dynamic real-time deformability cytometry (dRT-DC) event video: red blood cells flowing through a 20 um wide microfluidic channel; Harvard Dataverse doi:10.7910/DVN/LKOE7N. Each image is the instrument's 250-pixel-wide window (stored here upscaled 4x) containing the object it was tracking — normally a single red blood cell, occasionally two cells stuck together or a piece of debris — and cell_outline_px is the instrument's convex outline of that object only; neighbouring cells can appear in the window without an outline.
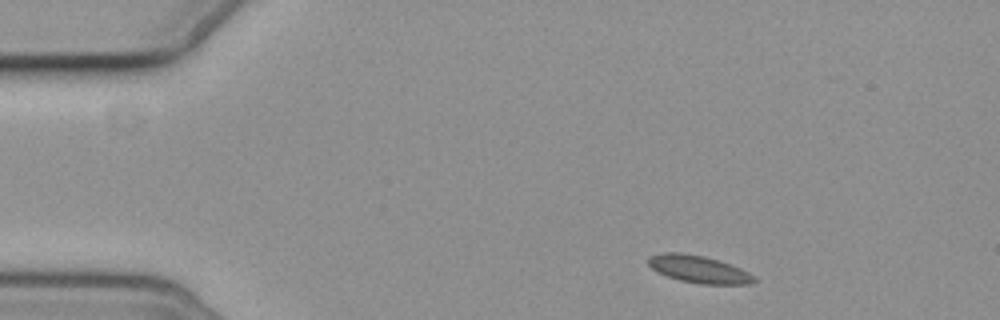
{"species": "common noctule bat (a hibernating species)", "species_latin": "Nyctalus noctula", "temperature_condition": "cold", "stored_images_in_passage": 8, "camera_frame_rate_fps": 3000, "um_per_image_px": 0.085, "animal": {"sex": "female", "body_mass_g": 19.3, "forearm_length_mm": 54.1}, "frame": {"image": 1, "passage_image": 1, "time_ms": 0.0, "image_size_px": [1000, 320], "cell_outline_px": [[756, 280], [752, 284], [700, 284], [680, 280], [656, 272], [648, 264], [648, 256], [664, 252], [680, 252], [704, 256], [740, 268], [756, 276]], "centroid_in_image_um": [59.38, 22.88], "position_along_channel_um": 25.6, "area_um2": 16.82}}
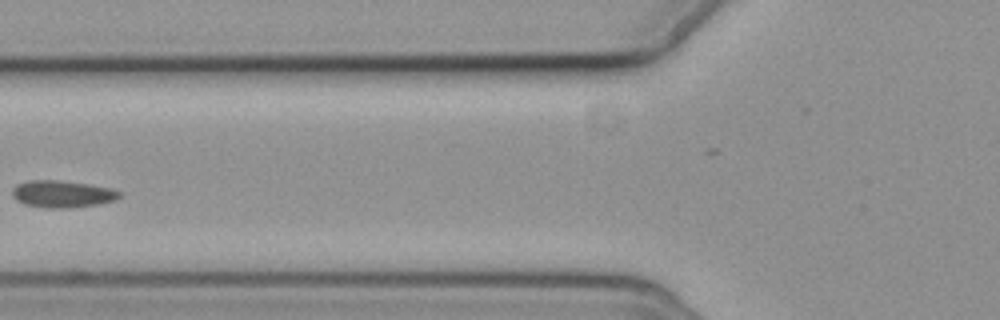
{"frame": {"image": 2, "passage_image": 5, "time_ms": 4.667, "image_size_px": [1000, 320], "cell_outline_px": [[120, 196], [116, 200], [100, 204], [72, 208], [48, 208], [24, 204], [16, 200], [12, 196], [12, 188], [16, 184], [28, 180], [60, 180], [88, 184], [108, 188], [120, 192]], "centroid_in_image_um": [5.26, 16.49], "position_along_channel_um": 120.5, "area_um2": 16.99}}
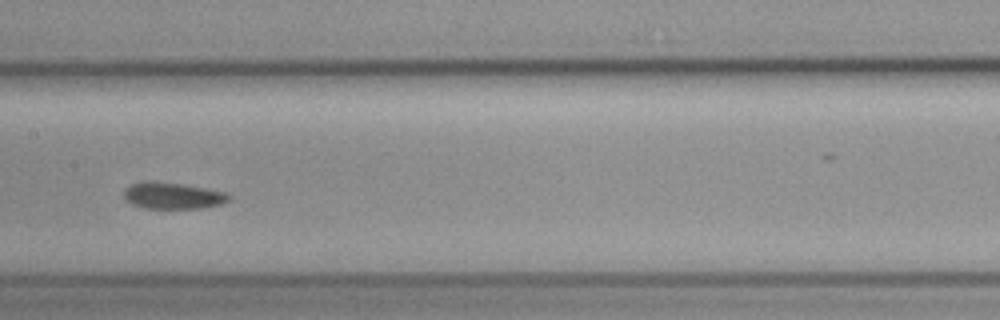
{"frame": {"image": 3, "passage_image": 7, "time_ms": 6.667, "image_size_px": [1000, 320], "cell_outline_px": [[232, 196], [228, 200], [220, 204], [204, 208], [144, 208], [132, 204], [124, 200], [124, 188], [132, 184], [144, 180], [148, 180], [180, 184], [204, 188], [224, 192]], "centroid_in_image_um": [14.63, 16.63], "position_along_channel_um": 192.8, "area_um2": 16.18}}